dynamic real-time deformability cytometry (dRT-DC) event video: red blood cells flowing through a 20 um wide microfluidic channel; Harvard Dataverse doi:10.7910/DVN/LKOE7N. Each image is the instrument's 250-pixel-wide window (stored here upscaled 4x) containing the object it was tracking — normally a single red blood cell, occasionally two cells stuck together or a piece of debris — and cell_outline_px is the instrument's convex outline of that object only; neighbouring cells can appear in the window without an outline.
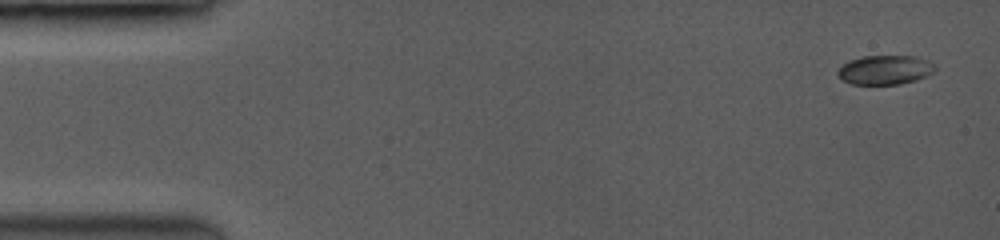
{"species": "common noctule bat (a hibernating species)", "species_latin": "Nyctalus noctula", "temperature_condition": "room temperature", "stored_images_in_passage": 57, "camera_frame_rate_fps": 3500, "um_per_image_px": 0.085, "animal": {"sex": "female", "body_mass_g": 19.0, "forearm_length_mm": 53.3}, "frame": {"image": 1, "passage_image": 1, "time_ms": 0.0, "image_size_px": [1000, 240], "cell_outline_px": [[936, 72], [928, 76], [916, 80], [900, 84], [852, 84], [840, 80], [836, 72], [844, 64], [852, 60], [864, 56], [912, 56], [936, 64]], "centroid_in_image_um": [75.25, 5.96], "position_along_channel_um": 9.7, "area_um2": 16.59}}
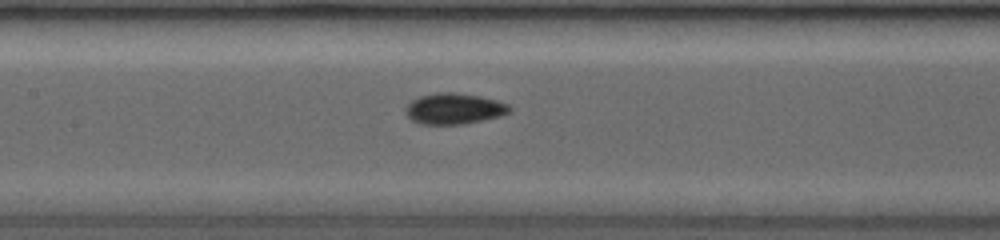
{"frame": {"image": 2, "passage_image": 23, "time_ms": 7.143, "image_size_px": [1000, 240], "cell_outline_px": [[512, 108], [508, 112], [496, 116], [480, 120], [460, 124], [420, 124], [412, 120], [408, 116], [408, 104], [412, 100], [420, 96], [440, 92], [448, 92], [476, 96], [496, 100], [508, 104]], "centroid_in_image_um": [38.58, 9.24], "position_along_channel_um": 168.8, "area_um2": 18.03}}
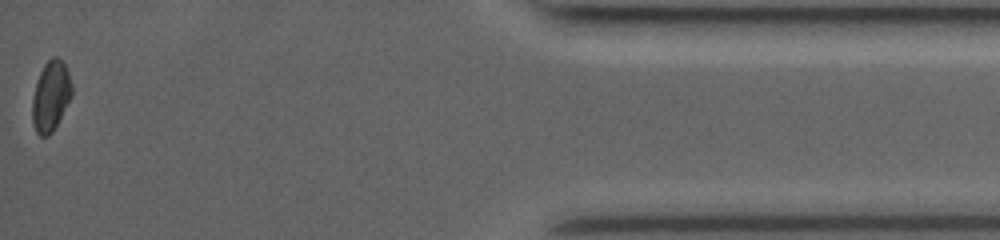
{"frame": {"image": 3, "passage_image": 56, "time_ms": 15.143, "image_size_px": [1000, 240], "cell_outline_px": [[72, 96], [52, 132], [48, 136], [40, 136], [36, 132], [32, 124], [32, 100], [36, 80], [44, 64], [52, 56], [56, 56], [64, 64], [68, 72], [72, 88]], "centroid_in_image_um": [4.29, 8.17], "position_along_channel_um": 430.9, "area_um2": 16.18}, "authors_computed_cell_mechanics": {"area_um2": 16.8776, "velocity_mm_per_s": 4.0841, "shape_relaxation_time_tau1_ms": 4.2229, "shape_relaxation_time_tau2_ms": null, "deformation_change_tau1": 0.0966, "deformation_change_tau2": null}}